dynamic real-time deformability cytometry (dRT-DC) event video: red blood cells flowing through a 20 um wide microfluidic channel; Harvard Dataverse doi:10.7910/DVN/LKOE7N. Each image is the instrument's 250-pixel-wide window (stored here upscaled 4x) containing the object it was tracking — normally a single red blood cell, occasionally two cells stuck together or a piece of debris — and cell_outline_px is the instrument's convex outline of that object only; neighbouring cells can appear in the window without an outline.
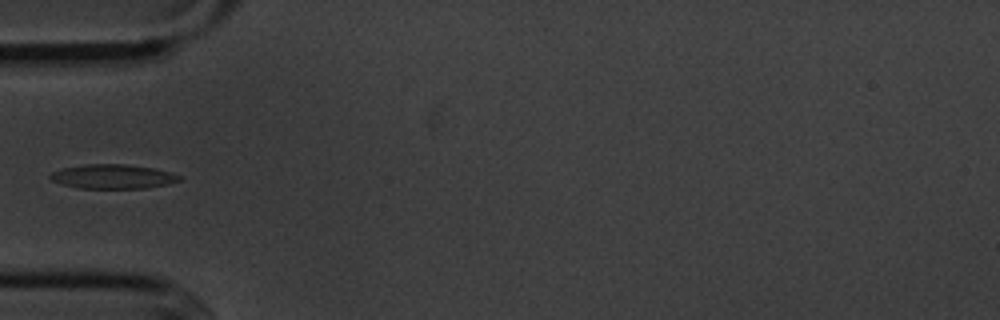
{"species": "common noctule bat (a hibernating species)", "species_latin": "Nyctalus noctula", "temperature_condition": "cold", "stored_images_in_passage": 7, "camera_frame_rate_fps": 3000, "um_per_image_px": 0.085, "animal": {"sex": "male", "body_mass_g": 20.1, "forearm_length_mm": 53.5}, "frame": {"image": 1, "passage_image": 4, "time_ms": 4.333, "image_size_px": [1000, 320], "cell_outline_px": [[180, 180], [168, 184], [148, 188], [76, 188], [52, 180], [48, 176], [52, 172], [64, 168], [88, 164], [124, 164], [152, 168], [168, 172], [180, 176]], "centroid_in_image_um": [9.58, 15.01], "position_along_channel_um": 75.4, "area_um2": 17.98}}
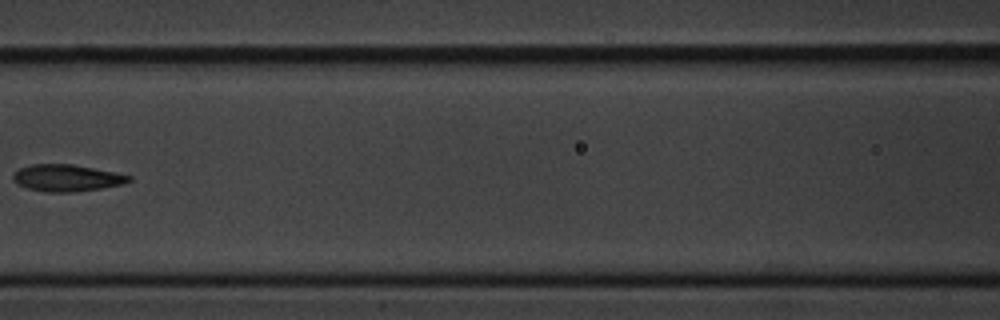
{"frame": {"image": 2, "passage_image": 6, "time_ms": 6.667, "image_size_px": [1000, 320], "cell_outline_px": [[132, 180], [120, 184], [100, 188], [72, 192], [44, 192], [28, 188], [16, 184], [12, 180], [12, 176], [20, 168], [32, 164], [72, 164], [132, 176]], "centroid_in_image_um": [5.62, 15.13], "position_along_channel_um": 161.0, "area_um2": 17.86}}
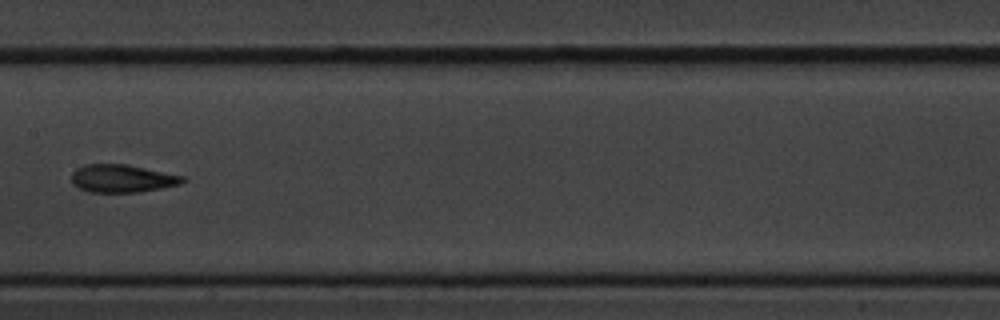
{"frame": {"image": 3, "passage_image": 7, "time_ms": 7.667, "image_size_px": [1000, 320], "cell_outline_px": [[184, 180], [180, 184], [160, 188], [136, 192], [88, 192], [72, 184], [72, 172], [76, 168], [88, 164], [124, 164], [184, 176]], "centroid_in_image_um": [10.33, 15.17], "position_along_channel_um": 197.1, "area_um2": 17.74}}